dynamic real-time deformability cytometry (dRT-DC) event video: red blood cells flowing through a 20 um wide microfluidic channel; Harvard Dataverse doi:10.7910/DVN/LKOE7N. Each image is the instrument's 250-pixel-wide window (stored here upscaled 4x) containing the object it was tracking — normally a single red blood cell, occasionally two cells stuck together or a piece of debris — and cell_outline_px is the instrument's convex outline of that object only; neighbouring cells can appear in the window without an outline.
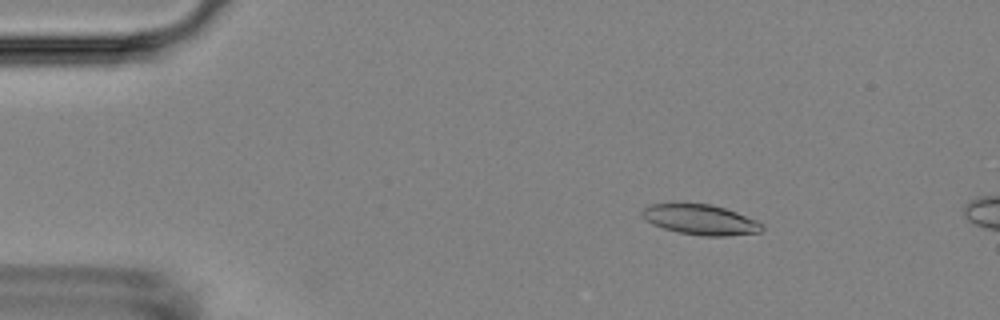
{"species": "Egyptian fruit bat (a non-hibernating species)", "species_latin": "Rousettus aegyptiacus", "temperature_condition": "room temperature", "stored_images_in_passage": 3, "camera_frame_rate_fps": 3000, "um_per_image_px": 0.085, "animal": {"sex": "female"}, "frame": {"image": 1, "passage_image": 1, "time_ms": 0.0, "image_size_px": [1000, 320], "cell_outline_px": [[764, 228], [760, 232], [724, 236], [704, 236], [680, 232], [664, 228], [652, 224], [640, 212], [644, 208], [652, 204], [712, 204], [736, 212], [756, 220], [764, 224]], "centroid_in_image_um": [59.58, 18.67], "position_along_channel_um": 25.4, "area_um2": 20.75}}